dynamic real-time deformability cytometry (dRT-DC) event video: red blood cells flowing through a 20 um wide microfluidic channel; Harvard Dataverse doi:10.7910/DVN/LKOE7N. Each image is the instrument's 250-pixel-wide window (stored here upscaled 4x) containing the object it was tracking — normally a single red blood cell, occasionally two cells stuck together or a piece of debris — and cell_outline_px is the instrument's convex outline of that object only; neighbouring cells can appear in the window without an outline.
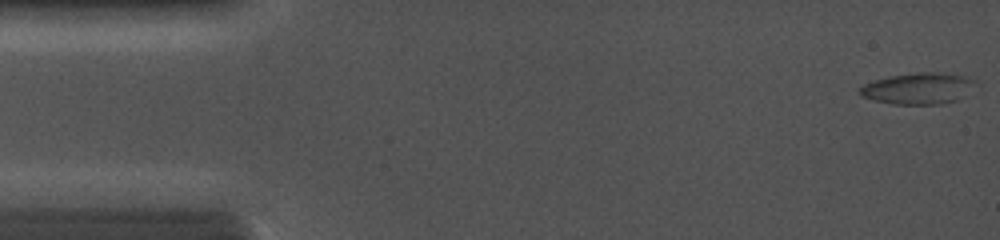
{"species": "common noctule bat (a hibernating species)", "species_latin": "Nyctalus noctula", "temperature_condition": "cold", "stored_images_in_passage": 28, "camera_frame_rate_fps": 5000, "um_per_image_px": 0.085, "animal": {"sex": "female", "body_mass_g": 19.0, "forearm_length_mm": 56.7}, "frame": {"image": 1, "passage_image": 1, "time_ms": 0.0, "image_size_px": [1000, 240], "cell_outline_px": [[980, 84], [956, 100], [940, 104], [892, 104], [860, 96], [860, 88], [864, 84], [888, 76], [920, 72], [936, 72], [964, 76], [976, 80]], "centroid_in_image_um": [78.09, 7.51], "position_along_channel_um": 6.9, "area_um2": 21.04}}
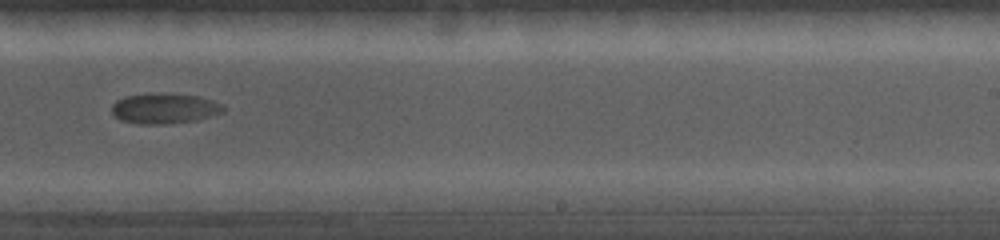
{"frame": {"image": 2, "passage_image": 18, "time_ms": 9.4, "image_size_px": [1000, 240], "cell_outline_px": [[224, 112], [196, 120], [172, 124], [136, 124], [120, 120], [112, 116], [112, 104], [116, 100], [124, 96], [148, 92], [172, 92], [200, 96], [224, 104]], "centroid_in_image_um": [13.95, 9.19], "position_along_channel_um": 275.0, "area_um2": 20.58}}
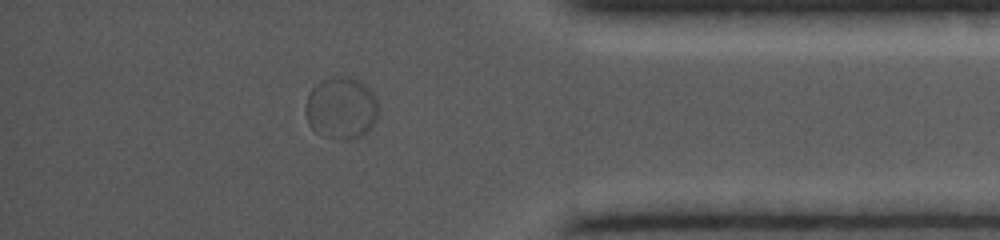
{"frame": {"image": 3, "passage_image": 25, "time_ms": 12.8, "image_size_px": [1000, 240], "cell_outline_px": [[376, 120], [372, 128], [368, 132], [360, 136], [344, 140], [340, 140], [324, 136], [316, 132], [308, 124], [304, 108], [308, 96], [312, 88], [320, 80], [332, 76], [348, 76], [360, 80], [376, 96]], "centroid_in_image_um": [28.98, 9.18], "position_along_channel_um": 406.2, "area_um2": 26.59}}